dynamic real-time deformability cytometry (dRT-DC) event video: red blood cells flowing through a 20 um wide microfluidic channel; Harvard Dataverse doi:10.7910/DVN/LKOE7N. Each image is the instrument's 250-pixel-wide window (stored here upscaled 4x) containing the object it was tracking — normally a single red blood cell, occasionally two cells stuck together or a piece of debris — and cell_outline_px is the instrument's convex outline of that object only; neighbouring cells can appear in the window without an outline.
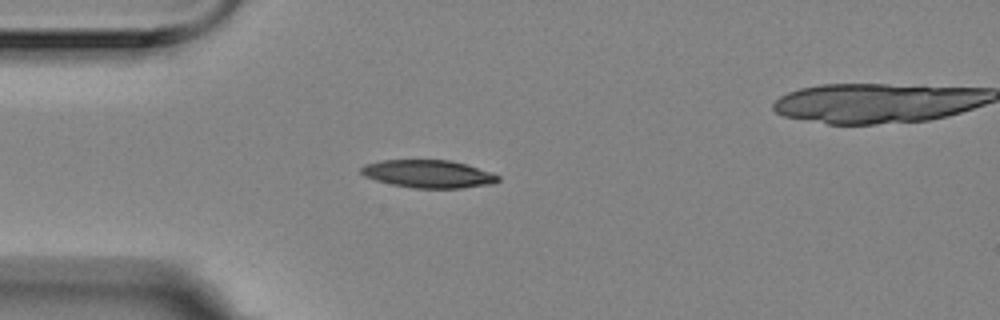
{"species": "Egyptian fruit bat (a non-hibernating species)", "species_latin": "Rousettus aegyptiacus", "temperature_condition": "room temperature", "stored_images_in_passage": 2, "camera_frame_rate_fps": 3000, "um_per_image_px": 0.085, "animal": {"sex": "female"}, "frame": {"image": 1, "passage_image": 1, "time_ms": 0.0, "image_size_px": [1000, 320], "cell_outline_px": [[500, 180], [492, 184], [460, 188], [412, 188], [392, 184], [376, 180], [364, 176], [360, 172], [360, 168], [364, 164], [384, 160], [448, 160], [464, 164], [500, 176]], "centroid_in_image_um": [36.37, 14.79], "position_along_channel_um": 48.6, "area_um2": 21.96}}